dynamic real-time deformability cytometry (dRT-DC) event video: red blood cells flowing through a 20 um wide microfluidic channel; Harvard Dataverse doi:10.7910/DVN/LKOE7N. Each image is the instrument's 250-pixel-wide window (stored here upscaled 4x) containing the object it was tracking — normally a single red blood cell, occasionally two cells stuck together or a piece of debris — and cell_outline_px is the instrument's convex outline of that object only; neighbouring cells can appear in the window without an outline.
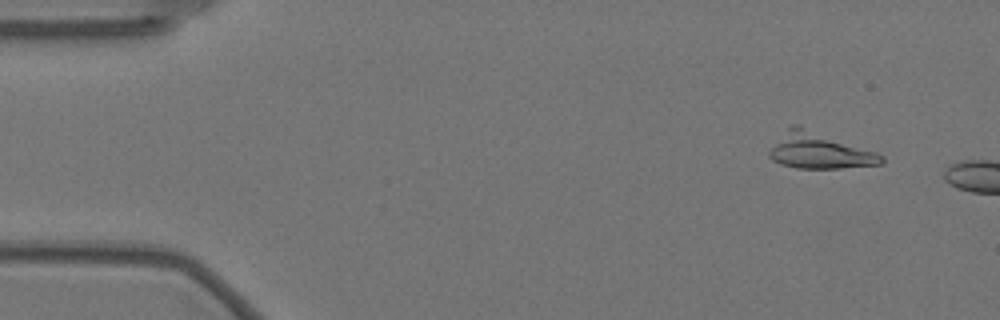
{"species": "Egyptian fruit bat (a non-hibernating species)", "species_latin": "Rousettus aegyptiacus", "temperature_condition": "warm", "stored_images_in_passage": 7, "camera_frame_rate_fps": 3000, "um_per_image_px": 0.085, "animal": {"sex": "female"}, "frame": {"image": 1, "passage_image": 4, "time_ms": 1.0, "image_size_px": [1000, 320], "cell_outline_px": [[884, 164], [840, 168], [796, 168], [780, 164], [772, 160], [768, 156], [768, 152], [788, 128], [792, 124], [800, 124], [876, 152], [884, 156]], "centroid_in_image_um": [69.67, 12.81], "position_along_channel_um": 15.3, "area_um2": 23.58}}